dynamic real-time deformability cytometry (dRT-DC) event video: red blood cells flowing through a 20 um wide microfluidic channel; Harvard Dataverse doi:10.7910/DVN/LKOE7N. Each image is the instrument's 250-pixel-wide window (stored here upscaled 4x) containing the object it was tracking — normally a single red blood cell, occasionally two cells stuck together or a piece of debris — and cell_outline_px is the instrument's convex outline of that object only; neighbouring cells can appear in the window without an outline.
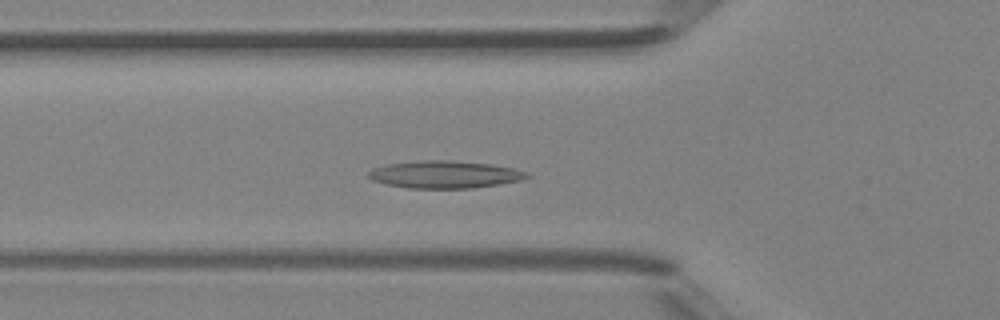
{"species": "Egyptian fruit bat (a non-hibernating species)", "species_latin": "Rousettus aegyptiacus", "temperature_condition": "room temperature", "stored_images_in_passage": 44, "camera_frame_rate_fps": 3000, "um_per_image_px": 0.085, "animal": {"sex": "female"}, "frame": {"image": 1, "passage_image": 14, "time_ms": 4.333, "image_size_px": [1000, 320], "cell_outline_px": [[532, 176], [524, 180], [500, 184], [472, 188], [408, 188], [388, 184], [372, 180], [368, 176], [368, 172], [372, 168], [388, 164], [420, 160], [448, 160], [488, 164], [512, 168], [524, 172]], "centroid_in_image_um": [37.8, 14.83], "position_along_channel_um": 88.0, "area_um2": 25.14}}
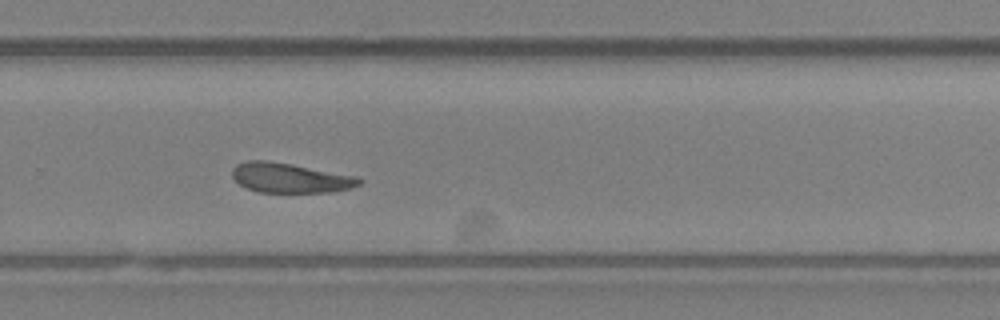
{"frame": {"image": 2, "passage_image": 29, "time_ms": 9.333, "image_size_px": [1000, 320], "cell_outline_px": [[364, 180], [360, 184], [348, 188], [332, 192], [260, 192], [248, 188], [240, 184], [232, 176], [232, 168], [236, 164], [248, 160], [268, 160], [292, 164], [356, 176]], "centroid_in_image_um": [24.64, 15.11], "position_along_channel_um": 305.2, "area_um2": 21.91}}
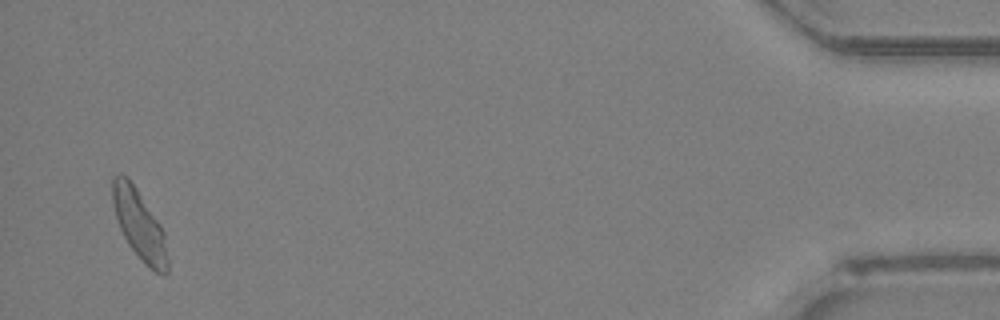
{"frame": {"image": 3, "passage_image": 43, "time_ms": 14.0, "image_size_px": [1000, 320], "cell_outline_px": [[168, 272], [164, 276], [148, 268], [144, 264], [128, 244], [120, 228], [112, 204], [112, 176], [120, 172], [136, 188], [160, 224], [164, 232], [168, 260]], "centroid_in_image_um": [11.85, 19.14], "position_along_channel_um": 423.4, "area_um2": 22.25}, "authors_computed_cell_mechanics": {"area_um2": 22.5998, "velocity_mm_per_s": 4.3433, "shape_relaxation_time_tau1_ms": null, "shape_relaxation_time_tau2_ms": 7.705, "deformation_change_tau1": null, "deformation_change_tau2": 0.1863}}